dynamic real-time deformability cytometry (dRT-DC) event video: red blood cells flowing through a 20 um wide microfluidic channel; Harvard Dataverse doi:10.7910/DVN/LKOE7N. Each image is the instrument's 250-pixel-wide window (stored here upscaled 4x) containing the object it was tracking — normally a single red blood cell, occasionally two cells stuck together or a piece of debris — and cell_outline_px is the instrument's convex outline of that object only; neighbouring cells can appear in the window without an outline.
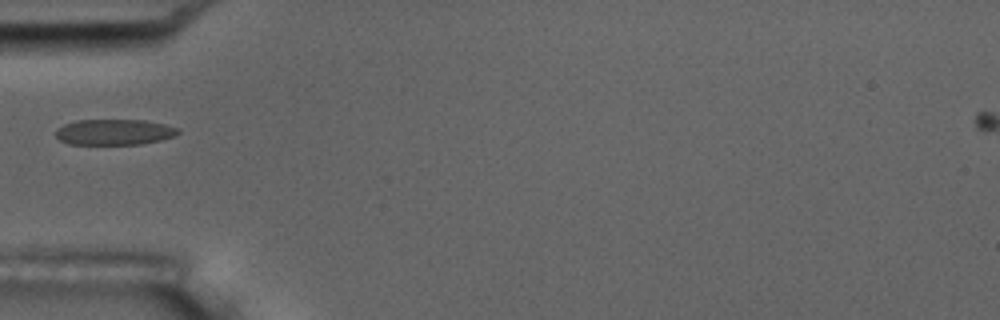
{"species": "common noctule bat (a hibernating species)", "species_latin": "Nyctalus noctula", "temperature_condition": "room temperature", "stored_images_in_passage": 15, "camera_frame_rate_fps": 3000, "um_per_image_px": 0.085, "animal": {"sex": "male", "body_mass_g": 17.5, "forearm_length_mm": 52.3}, "frame": {"image": 1, "passage_image": 5, "time_ms": 5.667, "image_size_px": [1000, 320], "cell_outline_px": [[180, 132], [176, 136], [160, 140], [140, 144], [68, 144], [60, 140], [56, 136], [56, 128], [64, 124], [76, 120], [144, 120], [164, 124], [180, 128]], "centroid_in_image_um": [9.72, 11.22], "position_along_channel_um": 75.3, "area_um2": 18.44}}
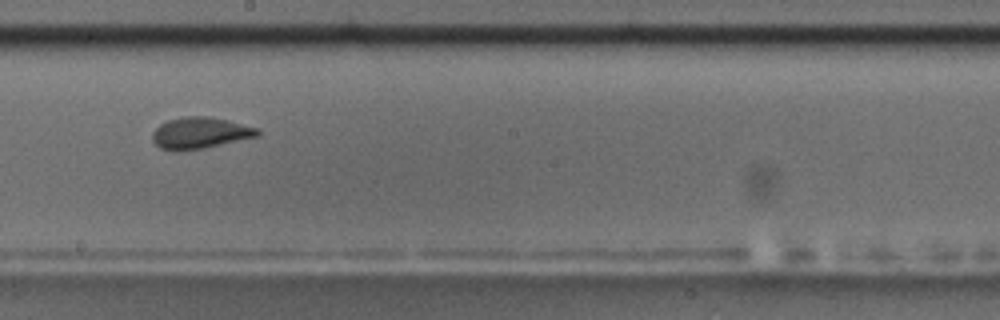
{"frame": {"image": 2, "passage_image": 9, "time_ms": 10.0, "image_size_px": [1000, 320], "cell_outline_px": [[260, 136], [204, 148], [160, 148], [152, 140], [152, 132], [160, 124], [168, 120], [184, 116], [208, 116], [260, 128]], "centroid_in_image_um": [17.06, 11.26], "position_along_channel_um": 231.1, "area_um2": 18.79}, "authors_computed_cell_mechanics": {"area_um2": 19.0162, "velocity_mm_per_s": 3.6057, "shape_relaxation_time_tau1_ms": 3.6488, "shape_relaxation_time_tau2_ms": 1.1584, "deformation_change_tau1": 0.1289, "deformation_change_tau2": 0.0707}}